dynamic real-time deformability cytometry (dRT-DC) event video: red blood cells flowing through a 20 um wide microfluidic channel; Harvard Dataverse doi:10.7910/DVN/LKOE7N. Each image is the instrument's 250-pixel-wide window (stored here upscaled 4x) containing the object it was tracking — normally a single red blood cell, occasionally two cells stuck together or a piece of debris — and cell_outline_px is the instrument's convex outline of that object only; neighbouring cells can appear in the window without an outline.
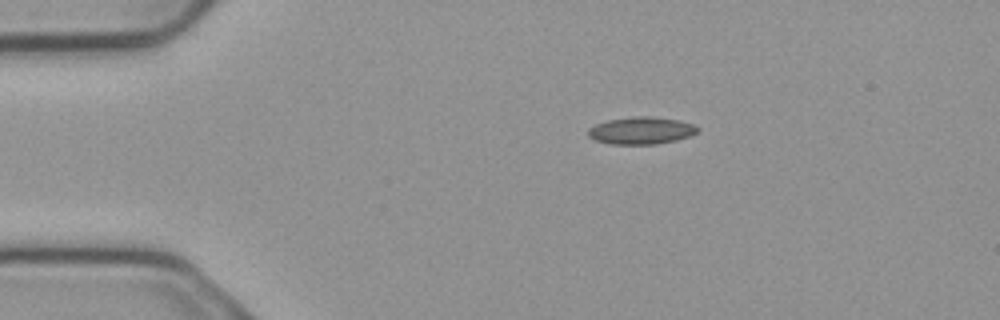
{"species": "common noctule bat (a hibernating species)", "species_latin": "Nyctalus noctula", "temperature_condition": "cold", "stored_images_in_passage": 3, "camera_frame_rate_fps": 3000, "um_per_image_px": 0.085, "animal": {"sex": "male", "body_mass_g": 23.1, "forearm_length_mm": 52.7}, "frame": {"image": 1, "passage_image": 1, "time_ms": 0.0, "image_size_px": [1000, 320], "cell_outline_px": [[700, 128], [696, 132], [688, 136], [676, 140], [656, 144], [608, 144], [592, 140], [588, 136], [588, 128], [596, 124], [608, 120], [636, 116], [652, 116], [680, 120], [692, 124]], "centroid_in_image_um": [54.46, 11.1], "position_along_channel_um": 30.5, "area_um2": 17.46}}
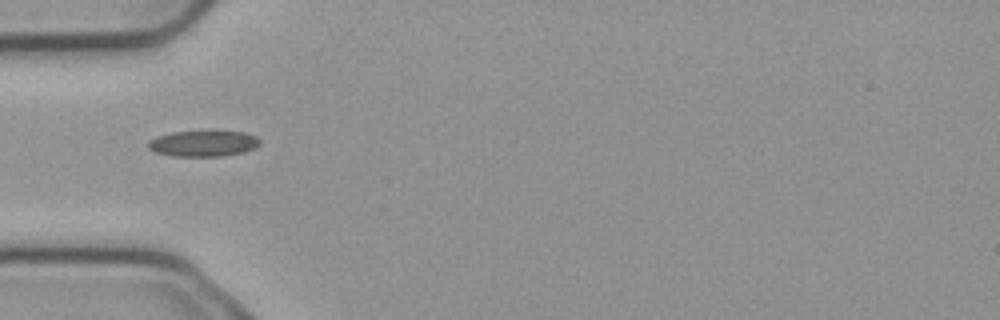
{"frame": {"image": 2, "passage_image": 3, "time_ms": 0.667, "image_size_px": [1000, 320], "cell_outline_px": [[260, 144], [256, 148], [244, 152], [220, 156], [172, 156], [156, 152], [148, 148], [148, 140], [156, 136], [172, 132], [204, 128], [216, 128], [244, 132], [256, 136], [260, 140]], "centroid_in_image_um": [17.31, 12.13], "position_along_channel_um": 67.7, "area_um2": 17.98}}